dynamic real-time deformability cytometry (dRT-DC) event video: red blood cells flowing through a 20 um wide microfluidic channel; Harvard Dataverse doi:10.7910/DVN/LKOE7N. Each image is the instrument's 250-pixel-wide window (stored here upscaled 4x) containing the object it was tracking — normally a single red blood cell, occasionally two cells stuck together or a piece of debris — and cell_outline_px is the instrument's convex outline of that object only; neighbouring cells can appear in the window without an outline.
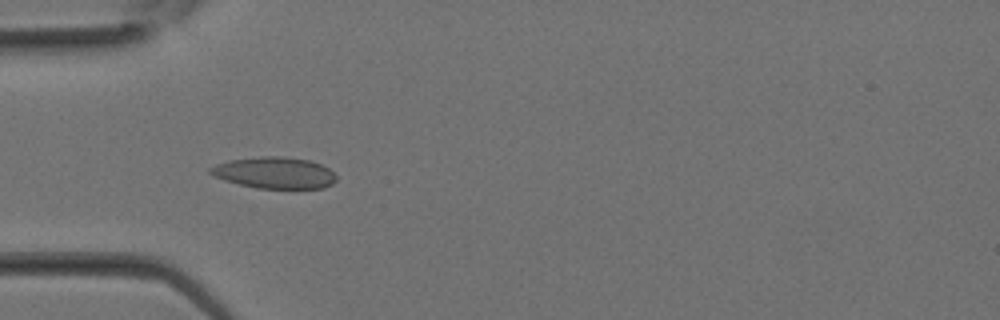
{"species": "Egyptian fruit bat (a non-hibernating species)", "species_latin": "Rousettus aegyptiacus", "temperature_condition": "room temperature", "stored_images_in_passage": 29, "camera_frame_rate_fps": 3000, "um_per_image_px": 0.085, "animal": {"sex": "female"}, "frame": {"image": 1, "passage_image": 7, "time_ms": 2.0, "image_size_px": [1000, 320], "cell_outline_px": [[336, 180], [332, 184], [324, 188], [256, 188], [224, 180], [208, 172], [208, 168], [216, 164], [228, 160], [260, 156], [280, 156], [312, 160], [328, 168], [336, 176]], "centroid_in_image_um": [23.33, 14.67], "position_along_channel_um": 61.7, "area_um2": 23.12}}
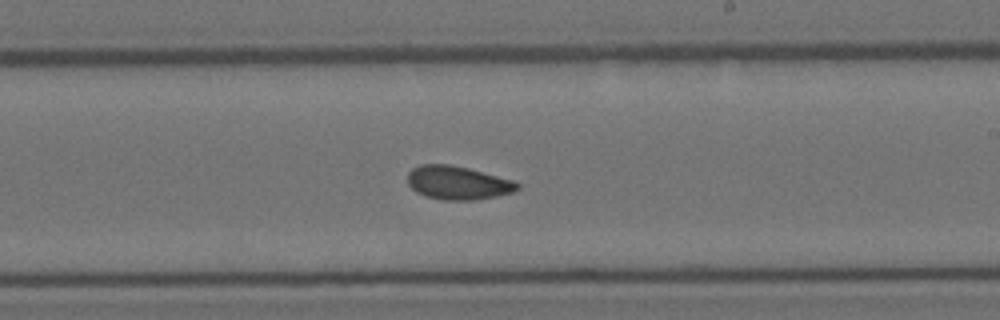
{"frame": {"image": 2, "passage_image": 16, "time_ms": 5.0, "image_size_px": [1000, 320], "cell_outline_px": [[520, 188], [512, 192], [496, 196], [476, 200], [444, 200], [424, 196], [416, 192], [408, 184], [408, 172], [412, 168], [420, 164], [448, 164], [468, 168], [512, 180], [520, 184]], "centroid_in_image_um": [38.89, 15.54], "position_along_channel_um": 250.1, "area_um2": 21.44}}
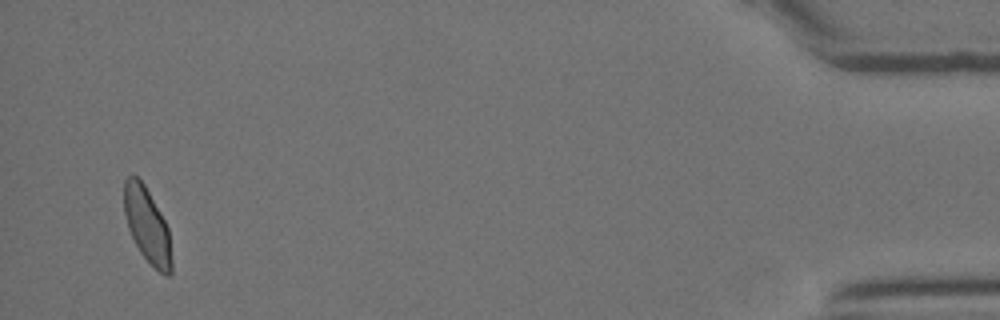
{"frame": {"image": 3, "passage_image": 28, "time_ms": 9.0, "image_size_px": [1000, 320], "cell_outline_px": [[172, 272], [168, 276], [164, 276], [140, 252], [128, 228], [124, 212], [124, 180], [132, 172], [144, 184], [164, 220], [168, 228], [172, 260]], "centroid_in_image_um": [12.5, 19.14], "position_along_channel_um": 422.7, "area_um2": 20.52}}